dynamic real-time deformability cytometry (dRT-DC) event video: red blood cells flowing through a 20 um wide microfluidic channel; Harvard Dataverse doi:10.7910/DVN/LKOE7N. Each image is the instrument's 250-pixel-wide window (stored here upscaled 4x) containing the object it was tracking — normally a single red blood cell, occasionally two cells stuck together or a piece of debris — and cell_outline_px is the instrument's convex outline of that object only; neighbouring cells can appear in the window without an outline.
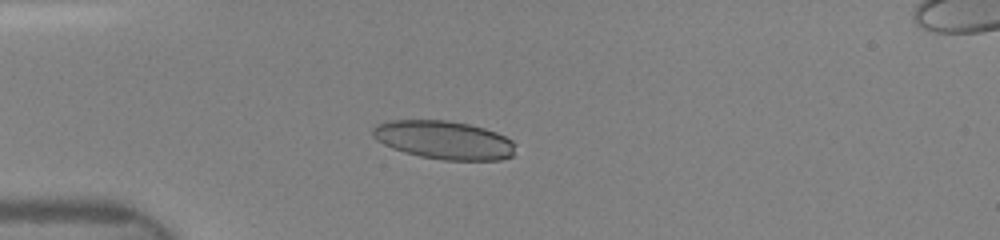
{"species": "human", "species_latin": "Homo sapiens", "temperature_condition": "room temperature", "stored_images_in_passage": 15, "camera_frame_rate_fps": 3000, "um_per_image_px": 0.085, "donor": {"sex": "female"}, "frame": {"image": 1, "passage_image": 6, "time_ms": 3.667, "image_size_px": [1000, 240], "cell_outline_px": [[516, 144], [512, 156], [500, 160], [444, 160], [420, 156], [404, 152], [392, 148], [376, 140], [372, 136], [372, 128], [376, 124], [392, 120], [448, 120], [468, 124], [484, 128], [496, 132], [512, 140]], "centroid_in_image_um": [37.73, 11.9], "position_along_channel_um": 47.3, "area_um2": 32.02}}
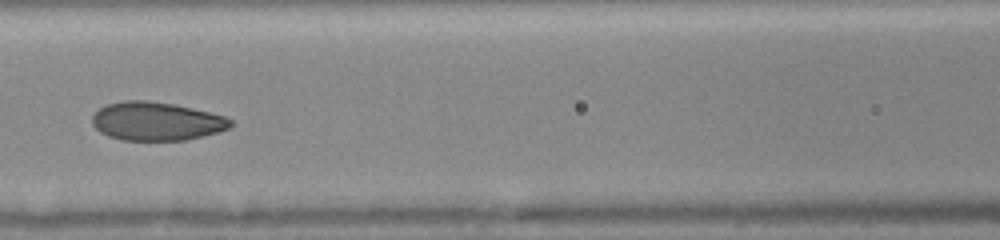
{"frame": {"image": 2, "passage_image": 10, "time_ms": 6.667, "image_size_px": [1000, 240], "cell_outline_px": [[232, 124], [228, 128], [204, 136], [184, 140], [120, 140], [108, 136], [100, 132], [92, 124], [92, 116], [104, 104], [124, 100], [148, 100], [176, 104], [224, 116], [232, 120]], "centroid_in_image_um": [13.26, 10.3], "position_along_channel_um": 153.3, "area_um2": 31.1}}
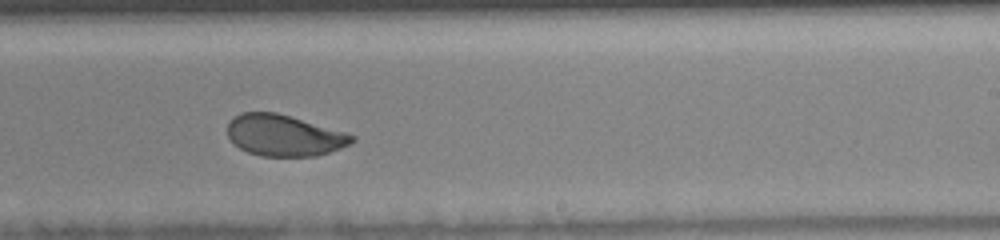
{"frame": {"image": 3, "passage_image": 14, "time_ms": 9.333, "image_size_px": [1000, 240], "cell_outline_px": [[356, 140], [352, 144], [316, 156], [260, 156], [248, 152], [232, 144], [228, 136], [228, 120], [240, 112], [276, 112], [348, 132], [356, 136]], "centroid_in_image_um": [24.16, 11.5], "position_along_channel_um": 264.8, "area_um2": 30.35}}